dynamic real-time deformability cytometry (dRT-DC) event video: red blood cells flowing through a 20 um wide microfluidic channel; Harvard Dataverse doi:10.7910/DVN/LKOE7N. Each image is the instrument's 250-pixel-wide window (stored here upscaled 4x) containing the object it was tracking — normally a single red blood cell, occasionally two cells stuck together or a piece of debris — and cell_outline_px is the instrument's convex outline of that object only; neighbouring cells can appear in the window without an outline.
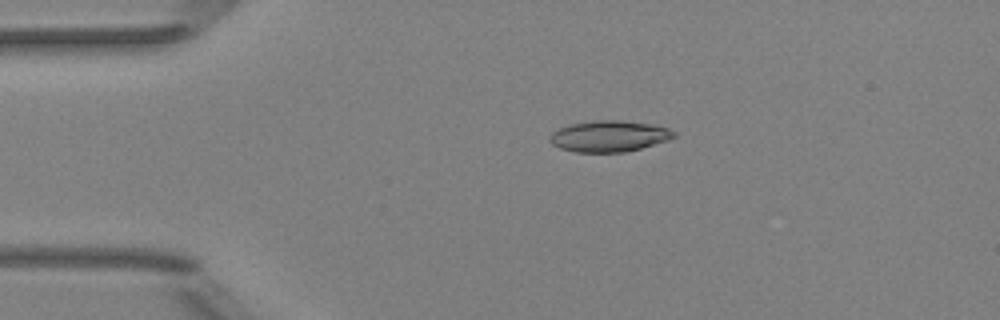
{"species": "Egyptian fruit bat (a non-hibernating species)", "species_latin": "Rousettus aegyptiacus", "temperature_condition": "room temperature", "stored_images_in_passage": 6, "camera_frame_rate_fps": 3000, "um_per_image_px": 0.085, "animal": {"sex": "female"}, "frame": {"image": 1, "passage_image": 6, "time_ms": 5.667, "image_size_px": [1000, 320], "cell_outline_px": [[676, 136], [668, 140], [640, 148], [624, 152], [576, 152], [560, 148], [552, 144], [548, 140], [552, 132], [560, 128], [572, 124], [596, 120], [620, 120], [648, 124], [668, 128], [676, 132]], "centroid_in_image_um": [51.76, 11.58], "position_along_channel_um": 33.2, "area_um2": 22.31}}